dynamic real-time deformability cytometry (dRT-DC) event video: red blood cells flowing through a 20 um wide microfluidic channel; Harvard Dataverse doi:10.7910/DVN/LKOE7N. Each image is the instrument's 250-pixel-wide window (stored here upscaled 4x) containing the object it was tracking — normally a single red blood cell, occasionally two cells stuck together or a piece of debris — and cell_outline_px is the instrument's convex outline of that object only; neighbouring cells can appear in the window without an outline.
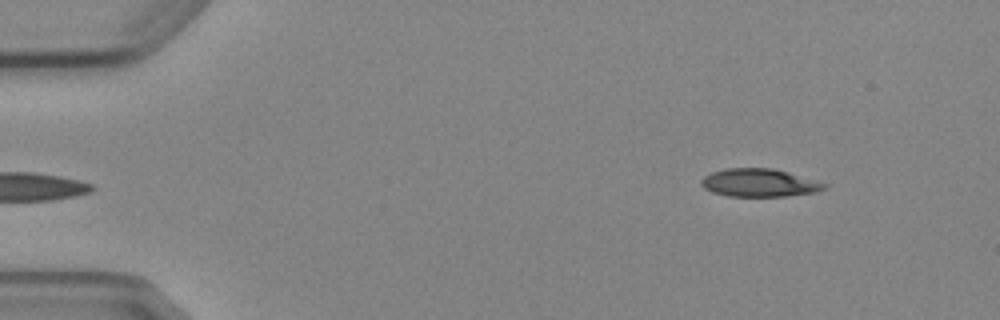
{"species": "Egyptian fruit bat (a non-hibernating species)", "species_latin": "Rousettus aegyptiacus", "temperature_condition": "cold", "stored_images_in_passage": 5, "segment_of_instrument_passage": [2, 2], "camera_frame_rate_fps": 3000, "um_per_image_px": 0.085, "animal": {"sex": "female"}, "frame": {"image": 1, "passage_image": 5, "time_ms": 4.667, "image_size_px": [1000, 320], "cell_outline_px": [[828, 184], [824, 188], [816, 192], [784, 196], [728, 196], [712, 192], [704, 188], [700, 184], [700, 180], [704, 176], [712, 172], [724, 168], [772, 168], [788, 172]], "centroid_in_image_um": [64.49, 15.53], "position_along_channel_um": 20.5, "area_um2": 20.0}}